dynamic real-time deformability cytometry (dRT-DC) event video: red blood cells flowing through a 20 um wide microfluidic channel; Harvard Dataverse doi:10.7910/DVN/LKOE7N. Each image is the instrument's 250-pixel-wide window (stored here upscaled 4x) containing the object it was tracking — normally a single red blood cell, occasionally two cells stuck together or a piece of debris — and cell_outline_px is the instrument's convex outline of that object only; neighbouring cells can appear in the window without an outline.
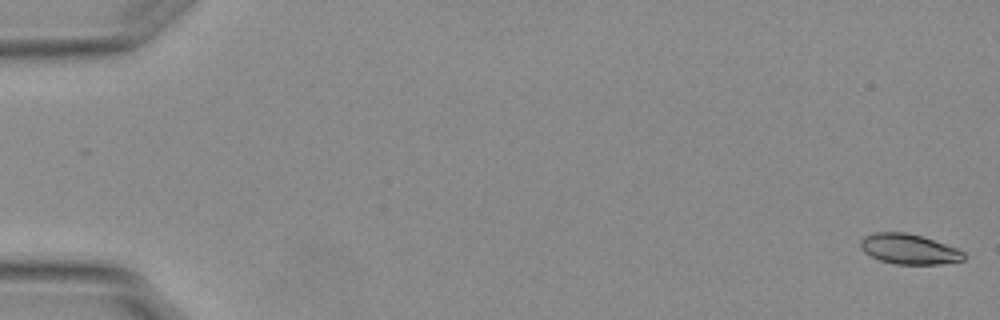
{"species": "Egyptian fruit bat (a non-hibernating species)", "species_latin": "Rousettus aegyptiacus", "temperature_condition": "warm", "stored_images_in_passage": 32, "camera_frame_rate_fps": 3000, "um_per_image_px": 0.085, "animal": {"sex": "female"}, "frame": {"image": 1, "passage_image": 1, "time_ms": 0.0, "image_size_px": [1000, 320], "cell_outline_px": [[964, 260], [940, 264], [896, 264], [880, 260], [864, 252], [860, 248], [860, 240], [864, 236], [876, 232], [904, 232], [924, 236], [956, 248], [964, 252]], "centroid_in_image_um": [77.25, 21.16], "position_along_channel_um": 7.8, "area_um2": 18.15}}
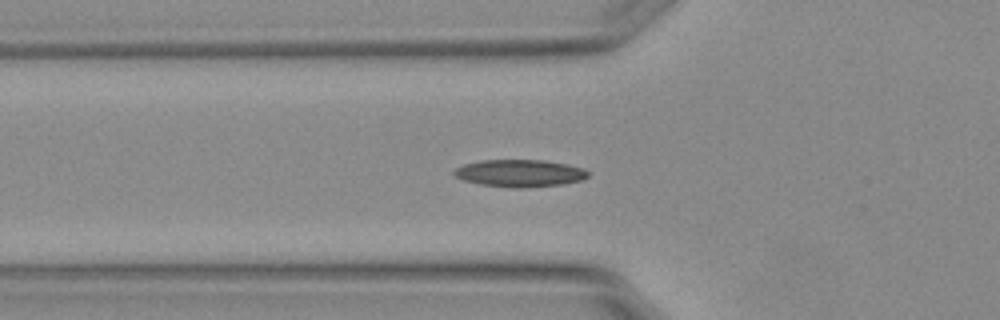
{"frame": {"image": 2, "passage_image": 20, "time_ms": 6.333, "image_size_px": [1000, 320], "cell_outline_px": [[588, 176], [580, 180], [564, 184], [524, 188], [512, 188], [480, 184], [464, 180], [456, 176], [452, 172], [456, 168], [464, 164], [480, 160], [544, 160], [568, 164], [584, 168], [588, 172]], "centroid_in_image_um": [44.19, 14.72], "position_along_channel_um": 81.6, "area_um2": 21.33}}
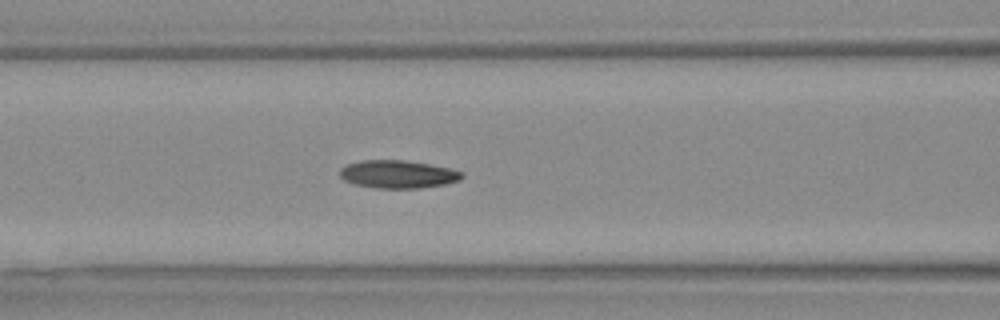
{"frame": {"image": 3, "passage_image": 24, "time_ms": 7.667, "image_size_px": [1000, 320], "cell_outline_px": [[464, 176], [460, 180], [444, 184], [420, 188], [376, 188], [356, 184], [344, 180], [340, 176], [340, 168], [348, 164], [364, 160], [404, 160], [428, 164], [448, 168], [464, 172]], "centroid_in_image_um": [33.83, 14.81], "position_along_channel_um": 132.8, "area_um2": 19.71}}